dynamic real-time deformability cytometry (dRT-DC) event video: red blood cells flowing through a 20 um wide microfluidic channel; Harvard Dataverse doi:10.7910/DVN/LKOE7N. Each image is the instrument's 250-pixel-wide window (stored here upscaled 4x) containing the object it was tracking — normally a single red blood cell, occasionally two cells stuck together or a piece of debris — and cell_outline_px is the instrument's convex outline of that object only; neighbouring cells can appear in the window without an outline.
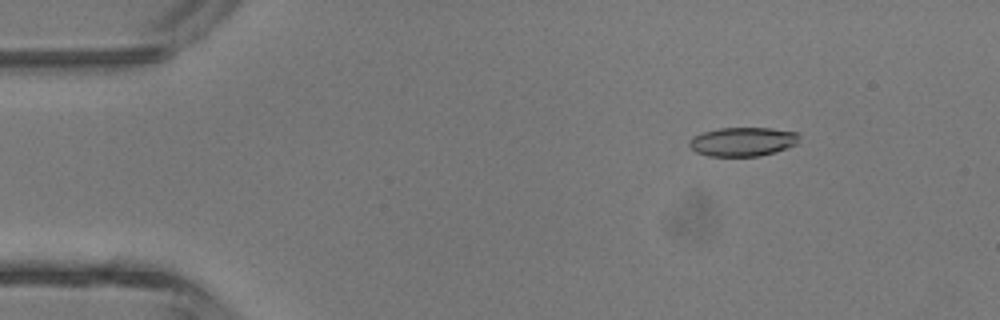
{"species": "common noctule bat (a hibernating species)", "species_latin": "Nyctalus noctula", "temperature_condition": "room temperature", "stored_images_in_passage": 4, "camera_frame_rate_fps": 3000, "um_per_image_px": 0.085, "animal": {"sex": "male", "body_mass_g": 13.3}, "frame": {"image": 1, "passage_image": 1, "time_ms": 0.0, "image_size_px": [1000, 320], "cell_outline_px": [[800, 136], [796, 144], [776, 152], [760, 156], [708, 156], [696, 152], [688, 144], [688, 140], [692, 136], [704, 132], [720, 128], [772, 128], [796, 132]], "centroid_in_image_um": [63.12, 12.04], "position_along_channel_um": 21.9, "area_um2": 18.61}}